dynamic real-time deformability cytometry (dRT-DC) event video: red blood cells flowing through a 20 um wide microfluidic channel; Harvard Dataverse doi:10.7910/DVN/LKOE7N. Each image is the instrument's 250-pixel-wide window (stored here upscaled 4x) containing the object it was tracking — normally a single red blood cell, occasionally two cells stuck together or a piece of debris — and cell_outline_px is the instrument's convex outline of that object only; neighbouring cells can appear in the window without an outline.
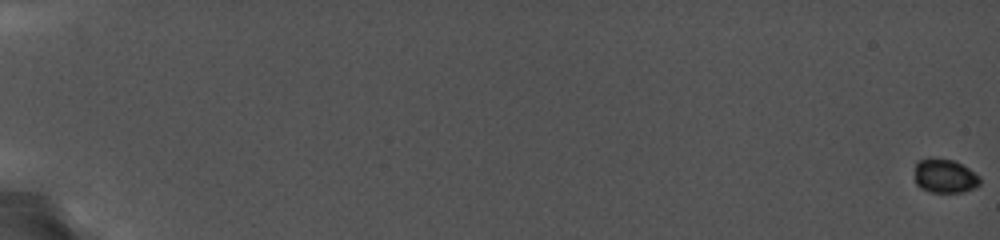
{"species": "common noctule bat (a hibernating species)", "species_latin": "Nyctalus noctula", "temperature_condition": "cold", "stored_images_in_passage": 14, "camera_frame_rate_fps": 5000, "um_per_image_px": 0.085, "animal": {"sex": "female", "body_mass_g": 19.0, "forearm_length_mm": 56.7}, "frame": {"image": 1, "passage_image": 1, "time_ms": 0.0, "image_size_px": [1000, 240], "cell_outline_px": [[980, 184], [976, 188], [964, 192], [928, 192], [920, 188], [916, 184], [916, 160], [928, 156], [936, 156], [956, 160], [980, 176]], "centroid_in_image_um": [80.3, 14.92], "position_along_channel_um": 4.7, "area_um2": 13.47}}